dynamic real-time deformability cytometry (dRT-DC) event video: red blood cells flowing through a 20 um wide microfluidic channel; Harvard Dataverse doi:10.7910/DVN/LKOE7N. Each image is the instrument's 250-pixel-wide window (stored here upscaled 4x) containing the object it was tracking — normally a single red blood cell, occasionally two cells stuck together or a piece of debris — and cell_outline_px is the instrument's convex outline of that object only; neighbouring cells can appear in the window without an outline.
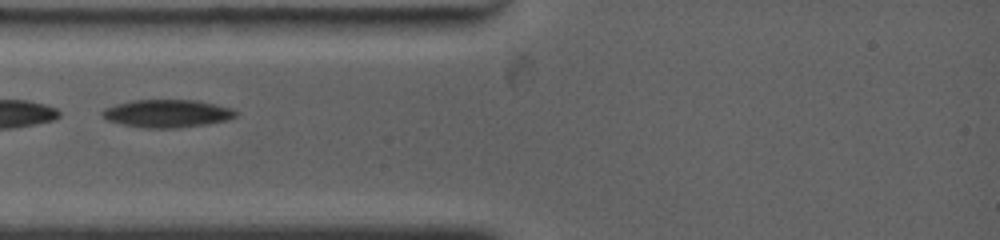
{"species": "common noctule bat (a hibernating species)", "species_latin": "Nyctalus noctula", "temperature_condition": "warm", "stored_images_in_passage": 3, "camera_frame_rate_fps": 4500, "um_per_image_px": 0.085, "animal": {"sex": "female", "body_mass_g": 19.0, "forearm_length_mm": 53.3}, "frame": {"image": 1, "passage_image": 2, "time_ms": 0.667, "image_size_px": [1000, 240], "cell_outline_px": [[236, 116], [228, 120], [204, 124], [176, 128], [144, 128], [124, 124], [108, 120], [100, 112], [104, 108], [116, 104], [132, 100], [200, 100], [232, 108], [236, 112]], "centroid_in_image_um": [14.22, 9.63], "position_along_channel_um": 70.8, "area_um2": 21.56}}